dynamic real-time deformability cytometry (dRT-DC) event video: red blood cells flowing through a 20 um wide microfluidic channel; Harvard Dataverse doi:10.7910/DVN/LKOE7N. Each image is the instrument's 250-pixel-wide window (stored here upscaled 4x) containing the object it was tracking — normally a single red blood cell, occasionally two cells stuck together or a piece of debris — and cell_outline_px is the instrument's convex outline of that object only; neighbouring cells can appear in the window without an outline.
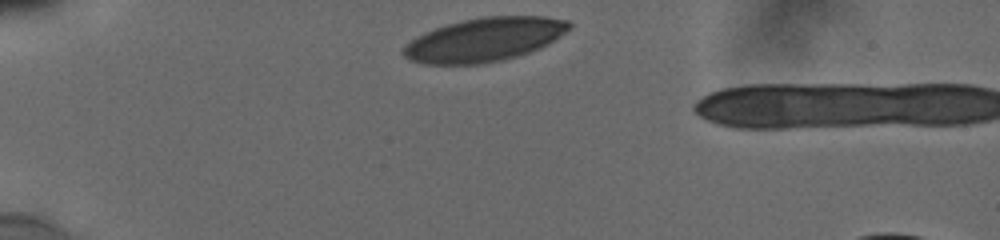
{"species": "human", "species_latin": "Homo sapiens", "temperature_condition": "cold", "stored_images_in_passage": 3, "camera_frame_rate_fps": 3000, "um_per_image_px": 0.085, "donor": {"sex": "male"}, "frame": {"image": 1, "passage_image": 1, "time_ms": 0.0, "image_size_px": [1000, 240], "cell_outline_px": [[572, 28], [548, 44], [540, 48], [516, 56], [500, 60], [476, 64], [428, 64], [408, 60], [404, 56], [404, 48], [416, 36], [436, 28], [448, 24], [464, 20], [484, 16], [544, 16], [568, 20], [572, 24]], "centroid_in_image_um": [41.22, 3.36], "position_along_channel_um": 43.8, "area_um2": 41.85}}